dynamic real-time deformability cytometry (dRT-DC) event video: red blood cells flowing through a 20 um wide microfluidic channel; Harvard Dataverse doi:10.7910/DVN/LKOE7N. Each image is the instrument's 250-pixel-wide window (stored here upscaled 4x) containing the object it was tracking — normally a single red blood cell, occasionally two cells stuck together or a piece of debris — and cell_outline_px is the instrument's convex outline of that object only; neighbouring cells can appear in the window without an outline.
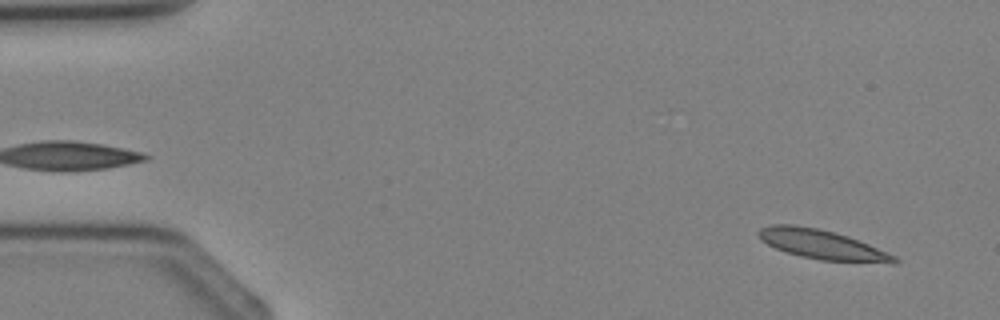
{"species": "Egyptian fruit bat (a non-hibernating species)", "species_latin": "Rousettus aegyptiacus", "temperature_condition": "cold", "stored_images_in_passage": 2, "segment_of_instrument_passage": [2, 2], "camera_frame_rate_fps": 3000, "um_per_image_px": 0.085, "animal": {"sex": "female"}, "frame": {"image": 1, "passage_image": 2, "time_ms": 1.333, "image_size_px": [1000, 320], "cell_outline_px": [[900, 260], [896, 264], [892, 264], [820, 260], [800, 256], [776, 248], [760, 240], [756, 232], [760, 228], [772, 224], [796, 224], [816, 228], [848, 236], [868, 244], [896, 256]], "centroid_in_image_um": [69.89, 20.79], "position_along_channel_um": 15.1, "area_um2": 23.41}}